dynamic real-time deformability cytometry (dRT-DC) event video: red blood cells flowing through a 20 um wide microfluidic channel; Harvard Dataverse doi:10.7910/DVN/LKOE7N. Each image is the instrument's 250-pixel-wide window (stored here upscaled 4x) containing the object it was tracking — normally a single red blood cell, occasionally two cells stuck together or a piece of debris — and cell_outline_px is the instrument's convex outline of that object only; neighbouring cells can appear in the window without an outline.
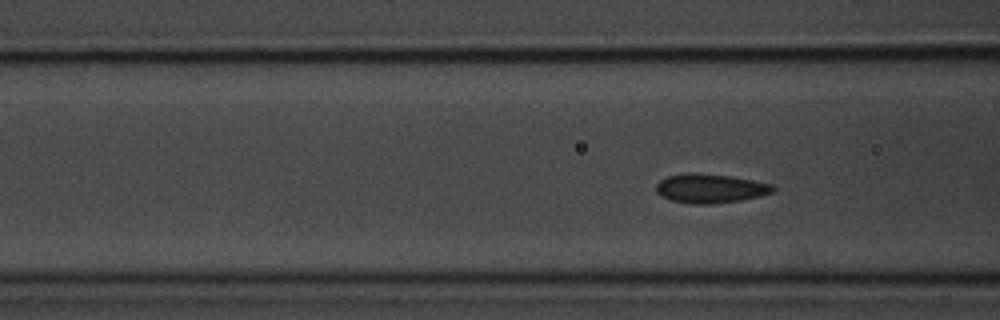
{"species": "common noctule bat (a hibernating species)", "species_latin": "Nyctalus noctula", "temperature_condition": "room temperature", "stored_images_in_passage": 5, "camera_frame_rate_fps": 3000, "um_per_image_px": 0.085, "animal": {"sex": "male", "body_mass_g": 20.1, "forearm_length_mm": 53.5}, "frame": {"image": 1, "passage_image": 5, "time_ms": 5.667, "image_size_px": [1000, 320], "cell_outline_px": [[776, 188], [772, 192], [740, 200], [712, 204], [692, 204], [672, 200], [660, 196], [656, 192], [656, 184], [660, 180], [668, 176], [728, 176], [752, 180], [772, 184]], "centroid_in_image_um": [60.38, 16.07], "position_along_channel_um": 106.2, "area_um2": 18.73}}